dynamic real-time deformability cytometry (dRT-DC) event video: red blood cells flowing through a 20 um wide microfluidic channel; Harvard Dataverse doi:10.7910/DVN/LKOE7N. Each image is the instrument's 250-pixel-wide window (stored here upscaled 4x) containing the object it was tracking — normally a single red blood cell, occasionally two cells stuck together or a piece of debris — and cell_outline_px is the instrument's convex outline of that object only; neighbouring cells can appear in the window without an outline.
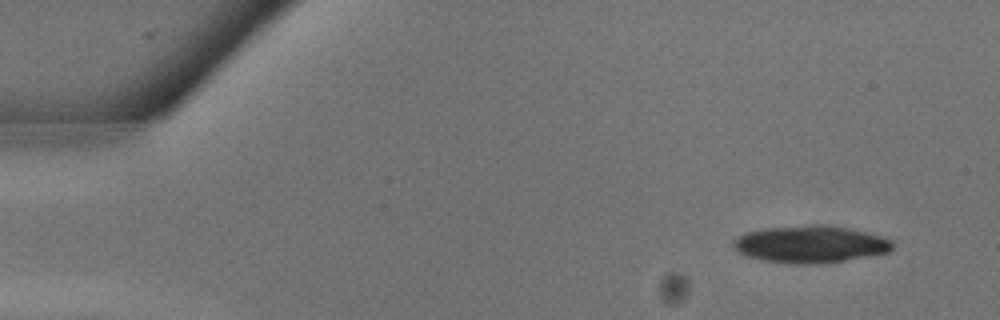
{"species": "common noctule bat (a hibernating species)", "species_latin": "Nyctalus noctula", "temperature_condition": "warm", "stored_images_in_passage": 8, "camera_frame_rate_fps": 3000, "um_per_image_px": 0.085, "animal": {"sex": "male", "body_mass_g": 13.3}, "frame": {"image": 1, "passage_image": 2, "time_ms": 0.333, "image_size_px": [1000, 320], "cell_outline_px": [[892, 248], [888, 252], [872, 256], [824, 264], [788, 264], [760, 260], [744, 256], [732, 248], [732, 240], [736, 236], [744, 232], [764, 228], [808, 224], [828, 224], [848, 228], [884, 236], [892, 240]], "centroid_in_image_um": [68.83, 20.76], "position_along_channel_um": 16.2, "area_um2": 35.49}}